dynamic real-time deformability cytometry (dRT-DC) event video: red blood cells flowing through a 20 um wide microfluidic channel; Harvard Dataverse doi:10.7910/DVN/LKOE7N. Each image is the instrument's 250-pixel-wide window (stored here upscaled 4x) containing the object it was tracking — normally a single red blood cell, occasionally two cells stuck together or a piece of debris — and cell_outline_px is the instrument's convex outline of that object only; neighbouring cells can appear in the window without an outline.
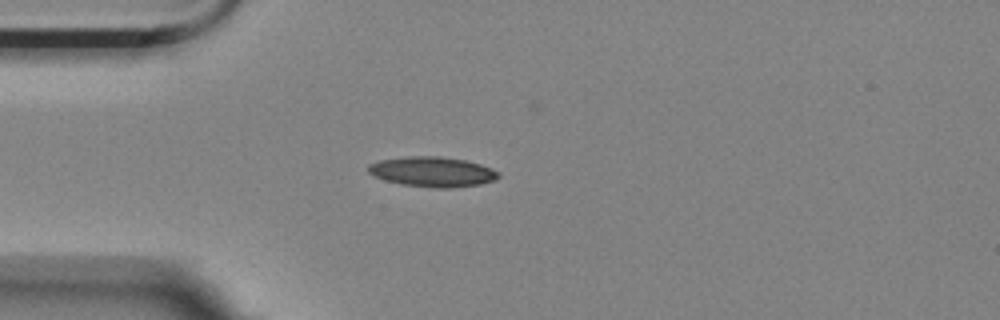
{"species": "Egyptian fruit bat (a non-hibernating species)", "species_latin": "Rousettus aegyptiacus", "temperature_condition": "room temperature", "stored_images_in_passage": 1, "camera_frame_rate_fps": 3000, "um_per_image_px": 0.085, "animal": {"sex": "female"}, "frame": {"image": 1, "passage_image": 1, "time_ms": 0.0, "image_size_px": [1000, 320], "cell_outline_px": [[500, 176], [496, 180], [480, 184], [452, 188], [432, 188], [404, 184], [384, 180], [372, 176], [368, 172], [368, 164], [380, 160], [408, 156], [440, 156], [464, 160], [480, 164], [492, 168], [500, 172]], "centroid_in_image_um": [36.77, 14.6], "position_along_channel_um": 48.2, "area_um2": 22.95}}